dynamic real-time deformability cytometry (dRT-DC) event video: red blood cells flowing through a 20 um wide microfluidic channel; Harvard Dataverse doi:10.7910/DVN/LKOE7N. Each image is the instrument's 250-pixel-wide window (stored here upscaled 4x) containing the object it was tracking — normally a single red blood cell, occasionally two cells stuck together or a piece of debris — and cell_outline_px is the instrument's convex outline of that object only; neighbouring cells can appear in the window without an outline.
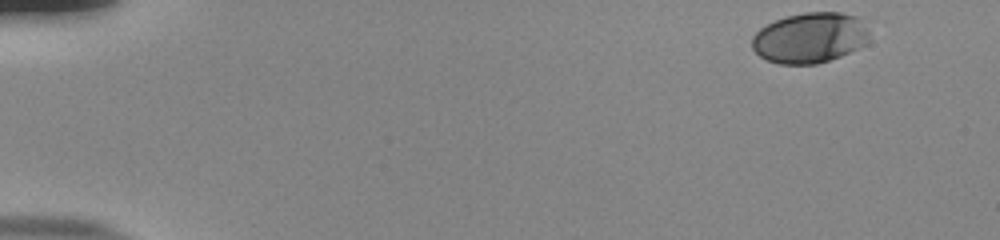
{"species": "human", "species_latin": "Homo sapiens", "temperature_condition": "room temperature", "stored_images_in_passage": 51, "camera_frame_rate_fps": 3000, "um_per_image_px": 0.085, "donor": {"sex": "male"}, "frame": {"image": 1, "passage_image": 1, "time_ms": 0.0, "image_size_px": [1000, 240], "cell_outline_px": [[868, 36], [864, 44], [840, 56], [816, 64], [780, 64], [768, 60], [760, 56], [752, 48], [752, 36], [760, 28], [776, 20], [788, 16], [804, 12], [840, 12], [856, 16], [868, 28]], "centroid_in_image_um": [68.81, 3.2], "position_along_channel_um": 16.2, "area_um2": 34.16}}
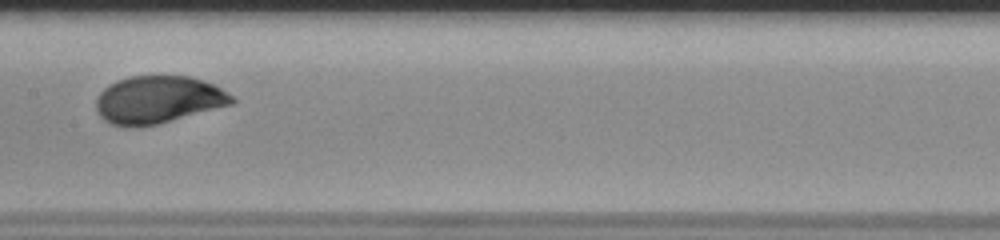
{"frame": {"image": 2, "passage_image": 26, "time_ms": 8.333, "image_size_px": [1000, 240], "cell_outline_px": [[236, 100], [232, 104], [156, 124], [136, 128], [112, 124], [104, 120], [100, 116], [96, 108], [96, 100], [100, 92], [104, 88], [116, 80], [128, 76], [188, 76], [212, 84], [220, 88], [232, 96]], "centroid_in_image_um": [13.39, 8.47], "position_along_channel_um": 194.0, "area_um2": 37.28}}
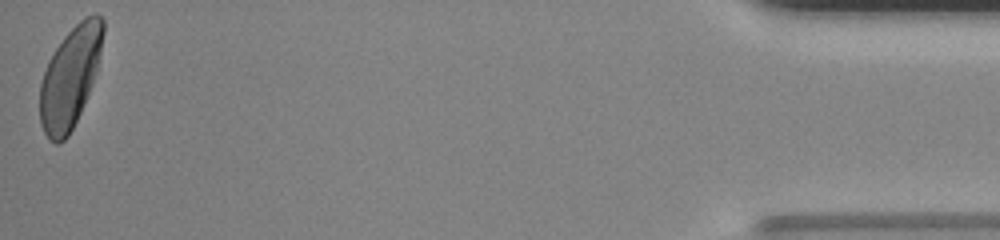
{"frame": {"image": 3, "passage_image": 51, "time_ms": 16.667, "image_size_px": [1000, 240], "cell_outline_px": [[104, 32], [96, 72], [80, 112], [68, 136], [60, 144], [56, 144], [48, 140], [40, 124], [40, 84], [48, 60], [64, 36], [80, 20], [96, 12], [104, 20]], "centroid_in_image_um": [5.94, 6.58], "position_along_channel_um": 429.3, "area_um2": 36.76}, "authors_computed_cell_mechanics": {"area_um2": 36.992, "velocity_mm_per_s": 3.8196, "shape_relaxation_time_tau1_ms": 3.9178, "shape_relaxation_time_tau2_ms": null, "deformation_change_tau1": 0.1744, "deformation_change_tau2": null}}